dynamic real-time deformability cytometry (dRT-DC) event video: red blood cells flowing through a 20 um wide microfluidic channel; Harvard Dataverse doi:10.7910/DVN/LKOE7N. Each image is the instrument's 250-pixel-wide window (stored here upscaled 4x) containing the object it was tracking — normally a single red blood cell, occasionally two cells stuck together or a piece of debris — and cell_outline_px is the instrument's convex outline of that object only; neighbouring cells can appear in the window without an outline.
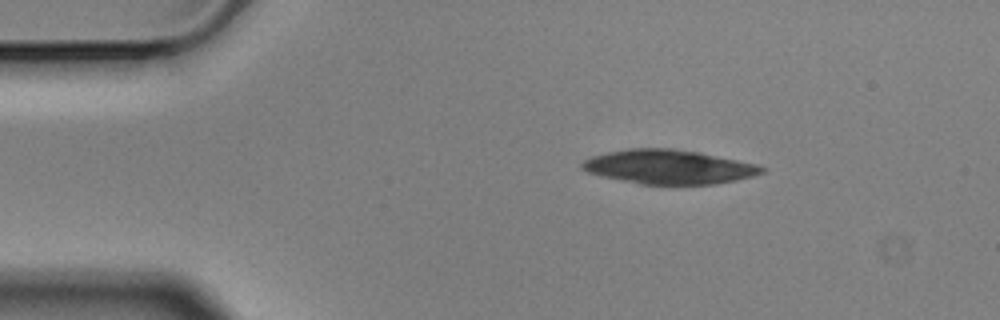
{"species": "Egyptian fruit bat (a non-hibernating species)", "species_latin": "Rousettus aegyptiacus", "temperature_condition": "cold", "stored_images_in_passage": 5, "camera_frame_rate_fps": 3000, "um_per_image_px": 0.085, "animal": {"sex": "male"}, "frame": {"image": 1, "passage_image": 1, "time_ms": 0.0, "image_size_px": [1000, 320], "cell_outline_px": [[764, 172], [752, 176], [736, 180], [716, 184], [640, 184], [600, 176], [588, 172], [580, 168], [580, 164], [584, 160], [592, 156], [608, 152], [628, 148], [672, 148], [700, 152], [756, 164], [764, 168]], "centroid_in_image_um": [56.81, 14.18], "position_along_channel_um": 28.2, "area_um2": 35.72}}